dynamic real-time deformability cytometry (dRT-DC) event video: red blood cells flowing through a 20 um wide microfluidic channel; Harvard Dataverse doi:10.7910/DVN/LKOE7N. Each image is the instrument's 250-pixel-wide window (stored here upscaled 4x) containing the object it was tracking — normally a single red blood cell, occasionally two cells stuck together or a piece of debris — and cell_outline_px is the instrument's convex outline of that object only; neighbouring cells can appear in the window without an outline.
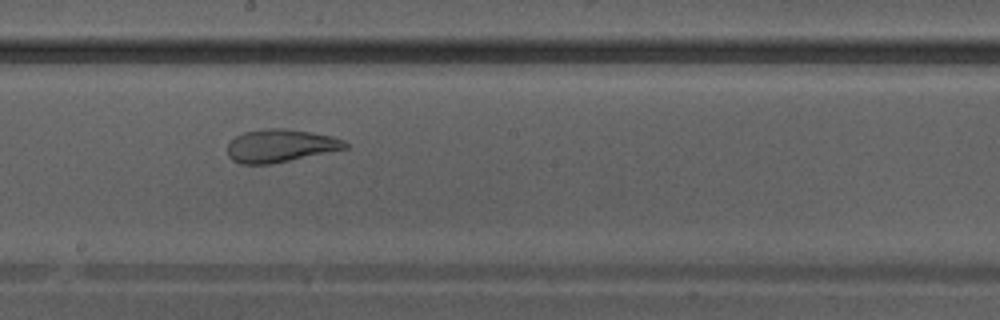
{"species": "Egyptian fruit bat (a non-hibernating species)", "species_latin": "Rousettus aegyptiacus", "temperature_condition": "warm", "stored_images_in_passage": 40, "camera_frame_rate_fps": 3000, "um_per_image_px": 0.085, "animal": {"sex": "male"}, "frame": {"image": 1, "passage_image": 23, "time_ms": 7.333, "image_size_px": [1000, 320], "cell_outline_px": [[348, 148], [272, 164], [240, 164], [232, 160], [228, 156], [228, 144], [236, 136], [244, 132], [264, 128], [284, 128], [332, 136], [344, 140], [348, 144]], "centroid_in_image_um": [23.82, 12.39], "position_along_channel_um": 224.4, "area_um2": 22.54}}